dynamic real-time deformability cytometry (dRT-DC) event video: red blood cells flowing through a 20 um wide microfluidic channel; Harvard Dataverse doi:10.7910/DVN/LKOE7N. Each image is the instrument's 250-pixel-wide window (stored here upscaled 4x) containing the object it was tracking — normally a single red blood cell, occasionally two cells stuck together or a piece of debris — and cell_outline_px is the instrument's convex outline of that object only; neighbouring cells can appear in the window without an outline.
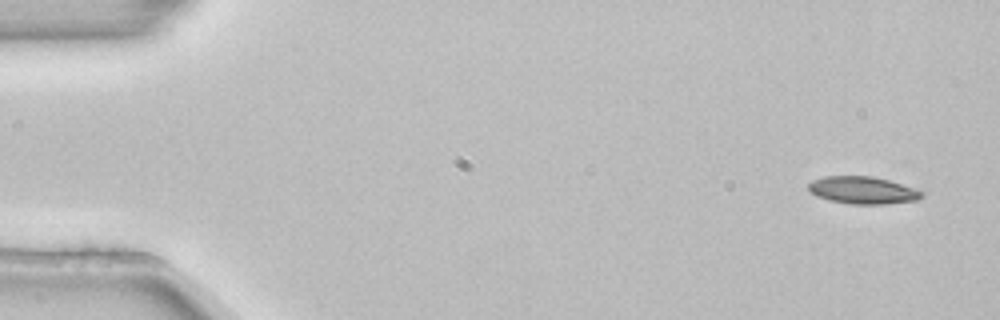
{"species": "common noctule bat (a hibernating species)", "species_latin": "Nyctalus noctula", "temperature_condition": "room temperature", "stored_images_in_passage": 4, "camera_frame_rate_fps": 3000, "um_per_image_px": 0.085, "animal": {"sex": "female", "body_mass_g": 22.7, "forearm_length_mm": 54.2}, "frame": {"image": 1, "passage_image": 1, "time_ms": 0.0, "image_size_px": [1000, 320], "cell_outline_px": [[924, 196], [916, 200], [884, 204], [852, 204], [828, 200], [816, 196], [808, 188], [808, 184], [812, 180], [824, 176], [872, 176], [888, 180], [924, 192]], "centroid_in_image_um": [73.3, 16.17], "position_along_channel_um": 11.7, "area_um2": 17.92}}